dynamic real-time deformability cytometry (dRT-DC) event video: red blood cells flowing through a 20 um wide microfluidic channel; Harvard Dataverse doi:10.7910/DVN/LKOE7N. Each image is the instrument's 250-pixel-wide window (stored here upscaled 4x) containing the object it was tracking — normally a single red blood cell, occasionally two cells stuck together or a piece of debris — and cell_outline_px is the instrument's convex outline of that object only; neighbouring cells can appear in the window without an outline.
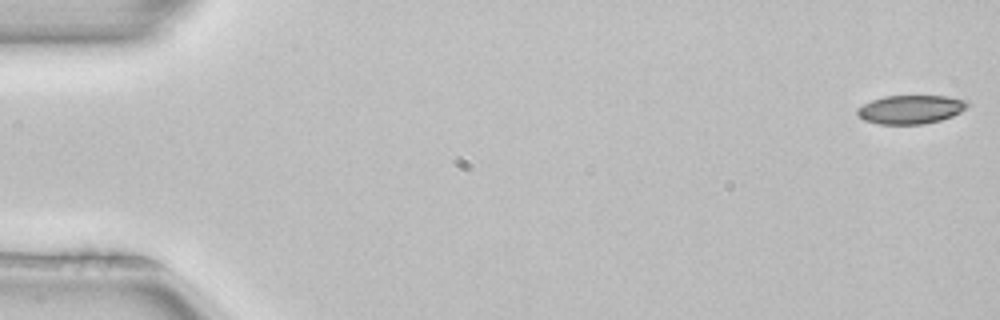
{"species": "common noctule bat (a hibernating species)", "species_latin": "Nyctalus noctula", "temperature_condition": "room temperature", "stored_images_in_passage": 52, "camera_frame_rate_fps": 3000, "um_per_image_px": 0.085, "animal": {"sex": "female", "body_mass_g": 22.7, "forearm_length_mm": 54.2}, "frame": {"image": 1, "passage_image": 1, "time_ms": 0.0, "image_size_px": [1000, 320], "cell_outline_px": [[968, 104], [960, 112], [952, 116], [940, 120], [924, 124], [876, 124], [864, 120], [856, 112], [864, 104], [872, 100], [884, 96], [948, 96], [968, 100]], "centroid_in_image_um": [77.42, 9.3], "position_along_channel_um": 7.6, "area_um2": 18.26}}
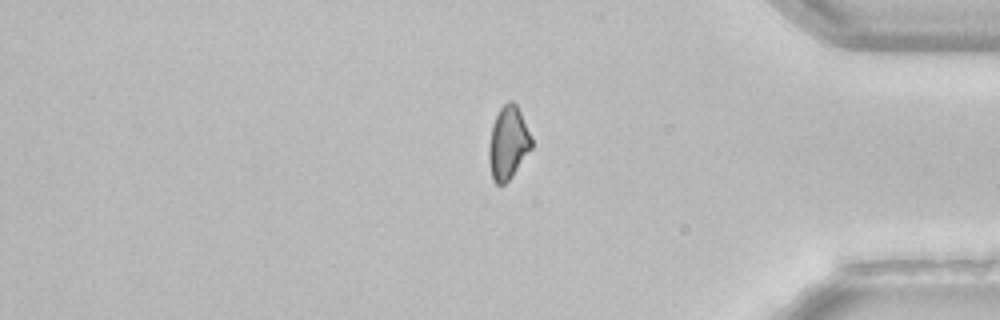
{"frame": {"image": 2, "passage_image": 43, "time_ms": 14.0, "image_size_px": [1000, 320], "cell_outline_px": [[532, 148], [512, 176], [504, 184], [496, 184], [492, 180], [488, 160], [488, 144], [492, 124], [500, 108], [508, 100], [512, 100], [516, 104], [532, 136]], "centroid_in_image_um": [43.17, 12.15], "position_along_channel_um": 392.0, "area_um2": 18.32}}
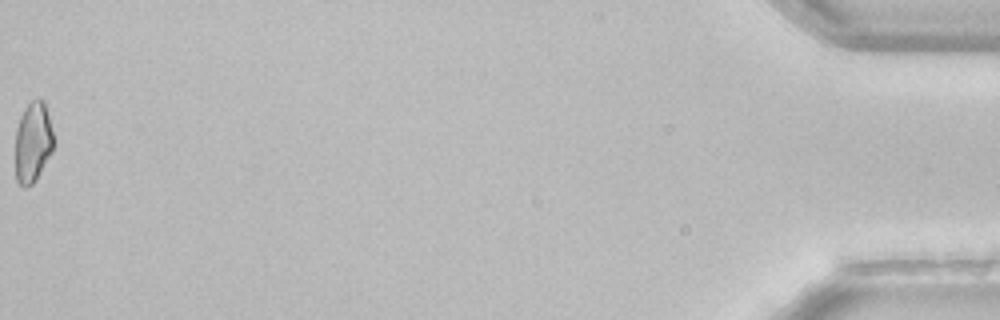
{"frame": {"image": 3, "passage_image": 52, "time_ms": 17.0, "image_size_px": [1000, 320], "cell_outline_px": [[56, 140], [52, 152], [36, 180], [32, 184], [24, 188], [16, 180], [16, 128], [20, 116], [24, 108], [32, 100], [44, 100]], "centroid_in_image_um": [2.82, 12.09], "position_along_channel_um": 432.4, "area_um2": 18.21}, "authors_computed_cell_mechanics": {"area_um2": 19.074, "velocity_mm_per_s": 4.0034, "shape_relaxation_time_tau1_ms": 8.0588, "shape_relaxation_time_tau2_ms": null, "deformation_change_tau1": 0.135, "deformation_change_tau2": null}}